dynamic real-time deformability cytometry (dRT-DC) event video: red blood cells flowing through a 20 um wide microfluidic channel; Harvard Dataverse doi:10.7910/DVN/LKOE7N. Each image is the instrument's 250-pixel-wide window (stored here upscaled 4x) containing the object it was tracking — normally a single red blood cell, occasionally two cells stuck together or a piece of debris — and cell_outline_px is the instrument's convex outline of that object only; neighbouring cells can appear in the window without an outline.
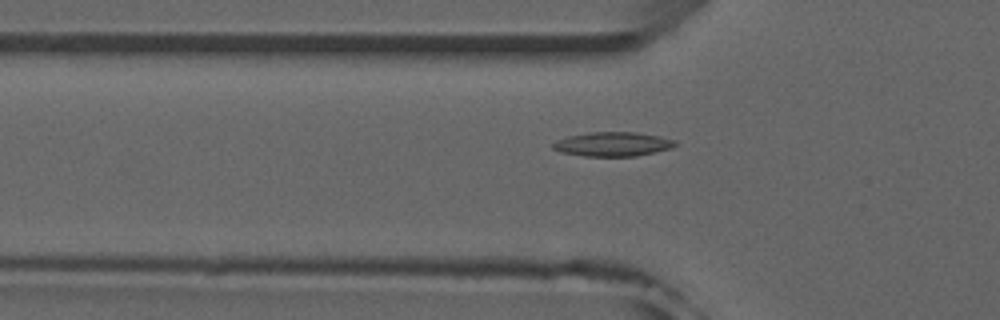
{"species": "common noctule bat (a hibernating species)", "species_latin": "Nyctalus noctula", "temperature_condition": "room temperature", "stored_images_in_passage": 52, "camera_frame_rate_fps": 3000, "um_per_image_px": 0.085, "animal": {"sex": "male", "forearm_length_mm": 52.5}, "frame": {"image": 1, "passage_image": 17, "time_ms": 5.333, "image_size_px": [1000, 320], "cell_outline_px": [[680, 144], [672, 148], [636, 156], [584, 156], [560, 152], [552, 148], [552, 144], [556, 140], [568, 136], [588, 132], [636, 132], [660, 136], [676, 140]], "centroid_in_image_um": [52.11, 12.25], "position_along_channel_um": 73.7, "area_um2": 17.46}}
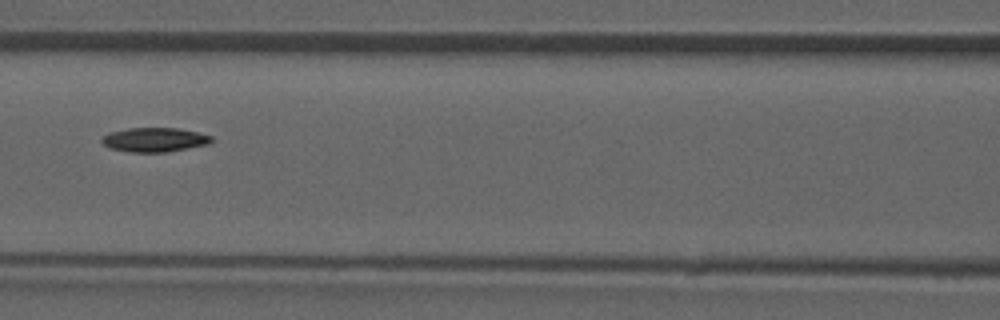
{"frame": {"image": 2, "passage_image": 23, "time_ms": 7.333, "image_size_px": [1000, 320], "cell_outline_px": [[216, 140], [208, 144], [164, 152], [128, 152], [108, 148], [100, 140], [108, 132], [128, 128], [176, 128], [196, 132], [212, 136]], "centroid_in_image_um": [13.11, 11.87], "position_along_channel_um": 153.5, "area_um2": 15.49}}
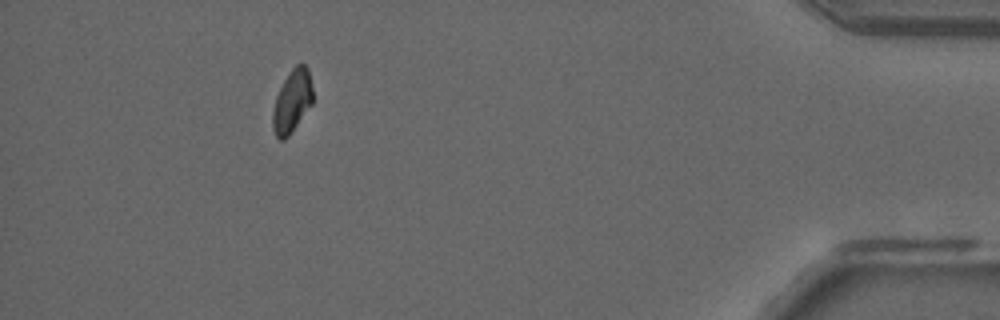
{"frame": {"image": 3, "passage_image": 47, "time_ms": 15.333, "image_size_px": [1000, 320], "cell_outline_px": [[312, 104], [288, 136], [284, 140], [280, 140], [276, 136], [272, 128], [272, 112], [276, 96], [284, 80], [292, 68], [296, 64], [304, 64], [308, 68], [312, 88]], "centroid_in_image_um": [24.82, 8.61], "position_along_channel_um": 410.4, "area_um2": 14.51}}